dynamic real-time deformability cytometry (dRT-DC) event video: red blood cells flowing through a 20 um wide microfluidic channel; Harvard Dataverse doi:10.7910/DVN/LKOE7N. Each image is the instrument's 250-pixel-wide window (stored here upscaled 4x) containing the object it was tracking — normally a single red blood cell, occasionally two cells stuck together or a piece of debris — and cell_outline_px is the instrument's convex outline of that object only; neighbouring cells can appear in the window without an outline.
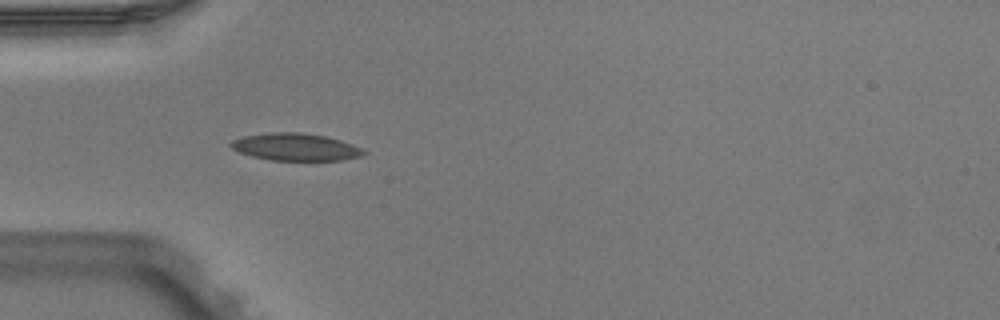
{"species": "Egyptian fruit bat (a non-hibernating species)", "species_latin": "Rousettus aegyptiacus", "temperature_condition": "warm", "stored_images_in_passage": 3, "camera_frame_rate_fps": 3000, "um_per_image_px": 0.085, "animal": {"sex": "male"}, "frame": {"image": 1, "passage_image": 1, "time_ms": 0.0, "image_size_px": [1000, 320], "cell_outline_px": [[368, 152], [360, 156], [344, 160], [268, 160], [252, 156], [240, 152], [232, 148], [228, 144], [232, 140], [244, 136], [268, 132], [300, 132], [324, 136], [340, 140], [352, 144]], "centroid_in_image_um": [25.1, 12.49], "position_along_channel_um": 59.9, "area_um2": 21.1}}
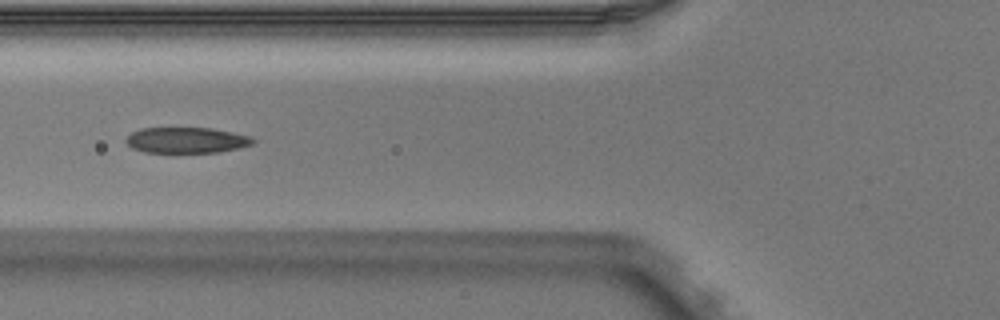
{"frame": {"image": 2, "passage_image": 2, "time_ms": 0.333, "image_size_px": [1000, 320], "cell_outline_px": [[256, 140], [252, 144], [240, 148], [220, 152], [144, 152], [132, 148], [124, 140], [132, 132], [144, 128], [212, 128], [252, 136]], "centroid_in_image_um": [15.89, 11.91], "position_along_channel_um": 109.9, "area_um2": 19.07}}
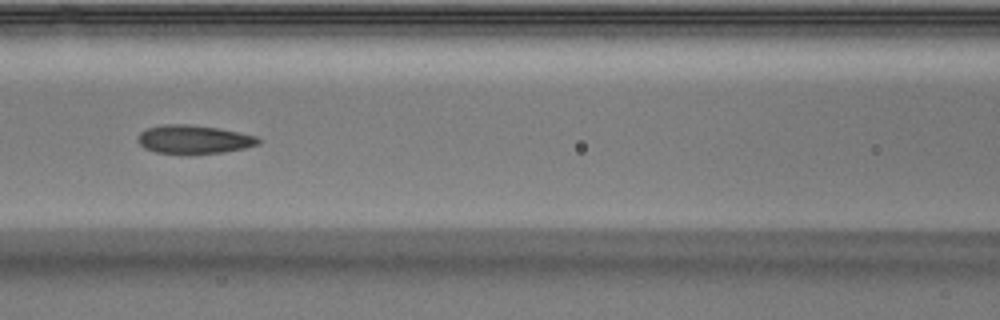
{"frame": {"image": 3, "passage_image": 3, "time_ms": 0.667, "image_size_px": [1000, 320], "cell_outline_px": [[264, 140], [260, 144], [244, 148], [224, 152], [188, 156], [156, 152], [144, 148], [136, 140], [136, 136], [140, 132], [148, 128], [164, 124], [188, 124], [216, 128], [256, 136]], "centroid_in_image_um": [16.45, 11.88], "position_along_channel_um": 150.1, "area_um2": 20.58}}